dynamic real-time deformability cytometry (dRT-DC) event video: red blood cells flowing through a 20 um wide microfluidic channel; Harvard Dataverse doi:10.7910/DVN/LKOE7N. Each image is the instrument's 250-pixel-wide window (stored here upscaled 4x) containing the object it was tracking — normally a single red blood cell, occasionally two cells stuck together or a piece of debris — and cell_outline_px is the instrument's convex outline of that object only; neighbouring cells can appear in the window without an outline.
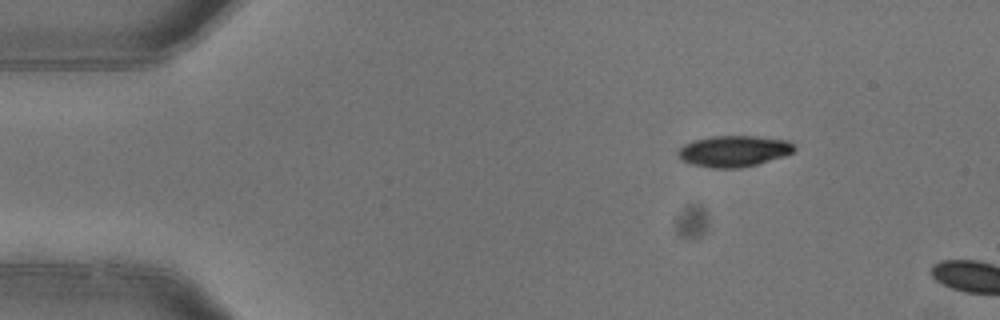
{"species": "common noctule bat (a hibernating species)", "species_latin": "Nyctalus noctula", "temperature_condition": "warm", "stored_images_in_passage": 3, "camera_frame_rate_fps": 3000, "um_per_image_px": 0.085, "animal": {"sex": "female"}, "frame": {"image": 1, "passage_image": 1, "time_ms": 0.0, "image_size_px": [1000, 320], "cell_outline_px": [[796, 148], [792, 152], [784, 156], [756, 164], [740, 168], [712, 168], [692, 164], [680, 160], [676, 152], [684, 144], [696, 140], [712, 136], [756, 136], [788, 140]], "centroid_in_image_um": [62.35, 12.85], "position_along_channel_um": 22.6, "area_um2": 21.04}}